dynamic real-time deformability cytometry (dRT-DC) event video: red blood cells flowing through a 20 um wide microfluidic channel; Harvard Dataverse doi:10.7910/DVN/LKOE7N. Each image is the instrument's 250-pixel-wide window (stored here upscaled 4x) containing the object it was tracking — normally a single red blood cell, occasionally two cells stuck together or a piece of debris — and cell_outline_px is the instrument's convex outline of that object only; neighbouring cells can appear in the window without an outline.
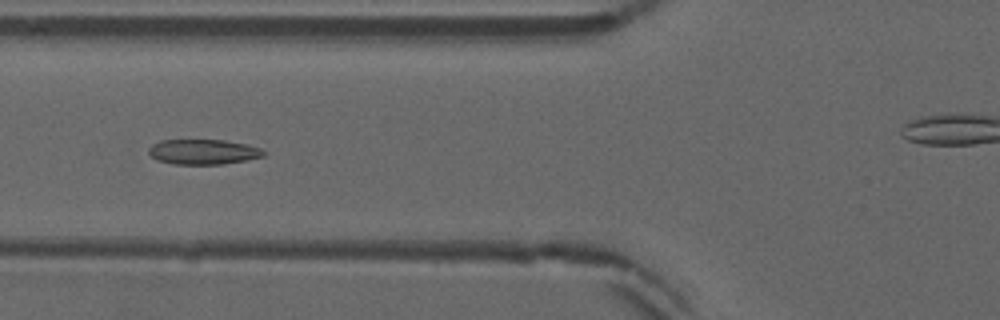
{"species": "common noctule bat (a hibernating species)", "species_latin": "Nyctalus noctula", "temperature_condition": "warm", "stored_images_in_passage": 54, "camera_frame_rate_fps": 3000, "um_per_image_px": 0.085, "animal": {"sex": "male", "forearm_length_mm": 52.5}, "frame": {"image": 1, "passage_image": 21, "time_ms": 6.667, "image_size_px": [1000, 320], "cell_outline_px": [[268, 152], [264, 156], [224, 164], [176, 164], [156, 160], [148, 152], [148, 148], [152, 144], [160, 140], [224, 140], [248, 144], [260, 148]], "centroid_in_image_um": [17.28, 12.9], "position_along_channel_um": 108.5, "area_um2": 16.88}}
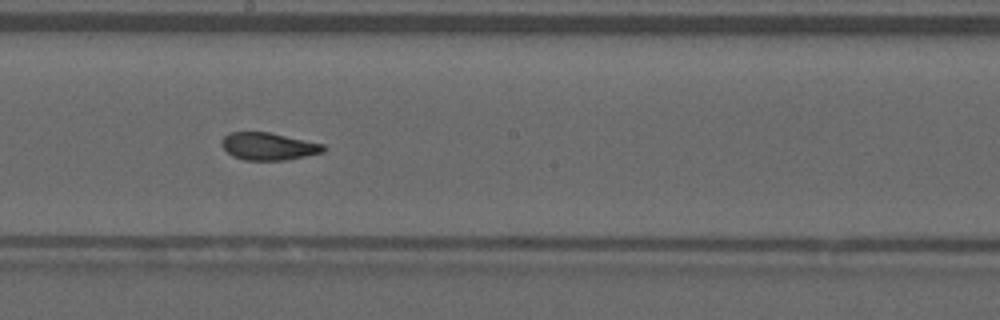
{"frame": {"image": 2, "passage_image": 30, "time_ms": 9.667, "image_size_px": [1000, 320], "cell_outline_px": [[328, 148], [324, 152], [284, 160], [244, 160], [232, 156], [220, 144], [220, 140], [228, 132], [268, 132], [324, 144]], "centroid_in_image_um": [22.8, 12.43], "position_along_channel_um": 225.4, "area_um2": 16.3}}
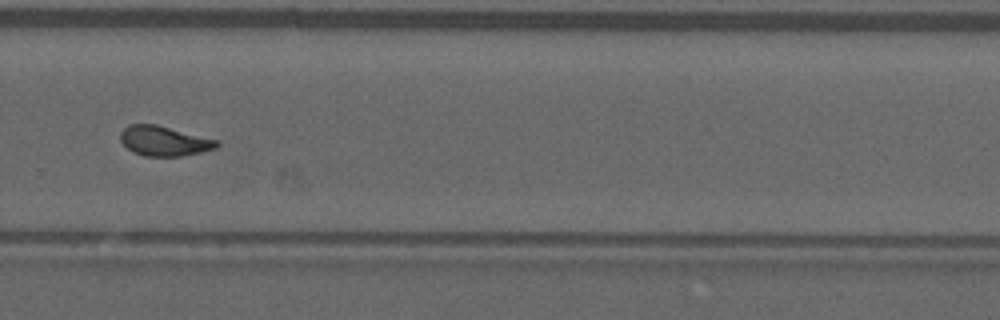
{"frame": {"image": 3, "passage_image": 37, "time_ms": 12.0, "image_size_px": [1000, 320], "cell_outline_px": [[220, 144], [216, 148], [200, 152], [180, 156], [144, 156], [132, 152], [120, 140], [120, 132], [128, 124], [156, 124], [216, 140]], "centroid_in_image_um": [13.9, 11.98], "position_along_channel_um": 315.9, "area_um2": 16.59}, "authors_computed_cell_mechanics": {"area_um2": 17.0221, "velocity_mm_per_s": 3.893, "shape_relaxation_time_tau1_ms": null, "shape_relaxation_time_tau2_ms": 1.013, "deformation_change_tau1": null, "deformation_change_tau2": 0.0687}}